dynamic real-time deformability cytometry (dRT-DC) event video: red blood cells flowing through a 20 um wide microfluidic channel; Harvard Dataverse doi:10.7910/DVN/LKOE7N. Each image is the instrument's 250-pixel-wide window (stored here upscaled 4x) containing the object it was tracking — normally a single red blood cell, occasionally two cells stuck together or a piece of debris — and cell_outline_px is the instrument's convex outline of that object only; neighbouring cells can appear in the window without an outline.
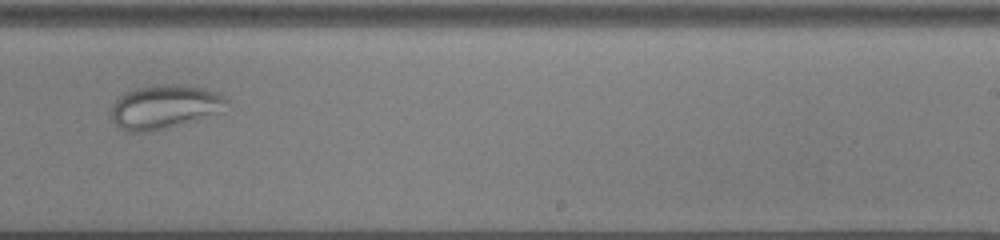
{"species": "common noctule bat (a hibernating species)", "species_latin": "Nyctalus noctula", "temperature_condition": "cold", "stored_images_in_passage": 43, "camera_frame_rate_fps": 3000, "um_per_image_px": 0.085, "animal": {"sex": "male", "body_mass_g": 13.0, "forearm_length_mm": 53.1}, "frame": {"image": 1, "passage_image": 29, "time_ms": 9.333, "image_size_px": [1000, 240], "cell_outline_px": [[228, 100], [224, 112], [196, 120], [148, 132], [124, 132], [116, 124], [108, 112], [112, 104], [120, 96], [136, 88], [160, 84], [184, 84], [216, 92], [224, 96]], "centroid_in_image_um": [13.98, 9.09], "position_along_channel_um": 275.0, "area_um2": 29.71}}
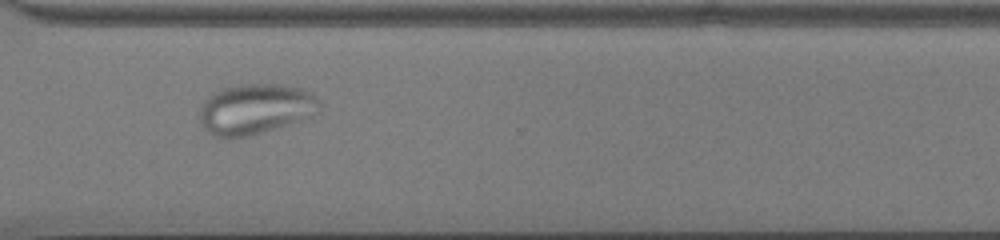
{"frame": {"image": 2, "passage_image": 35, "time_ms": 11.333, "image_size_px": [1000, 240], "cell_outline_px": [[320, 112], [300, 120], [252, 136], [212, 136], [204, 128], [200, 120], [200, 108], [208, 96], [220, 88], [244, 84], [276, 84], [300, 88], [312, 92], [320, 104]], "centroid_in_image_um": [21.71, 9.26], "position_along_channel_um": 348.9, "area_um2": 35.08}}
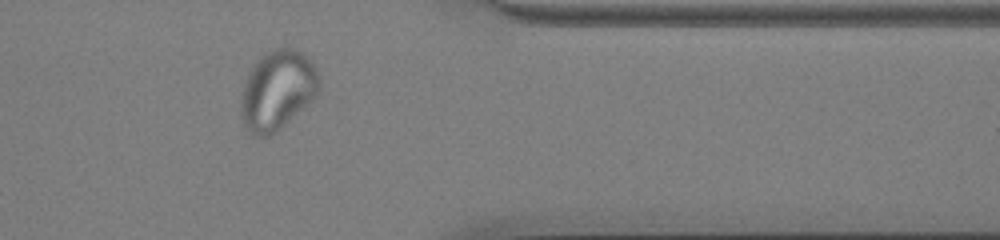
{"frame": {"image": 3, "passage_image": 39, "time_ms": 12.667, "image_size_px": [1000, 240], "cell_outline_px": [[320, 92], [308, 104], [284, 124], [268, 136], [256, 136], [244, 124], [240, 108], [240, 104], [244, 84], [252, 68], [260, 56], [276, 48], [292, 48], [308, 56], [316, 68], [320, 76]], "centroid_in_image_um": [23.62, 7.64], "position_along_channel_um": 387.8, "area_um2": 35.78}}